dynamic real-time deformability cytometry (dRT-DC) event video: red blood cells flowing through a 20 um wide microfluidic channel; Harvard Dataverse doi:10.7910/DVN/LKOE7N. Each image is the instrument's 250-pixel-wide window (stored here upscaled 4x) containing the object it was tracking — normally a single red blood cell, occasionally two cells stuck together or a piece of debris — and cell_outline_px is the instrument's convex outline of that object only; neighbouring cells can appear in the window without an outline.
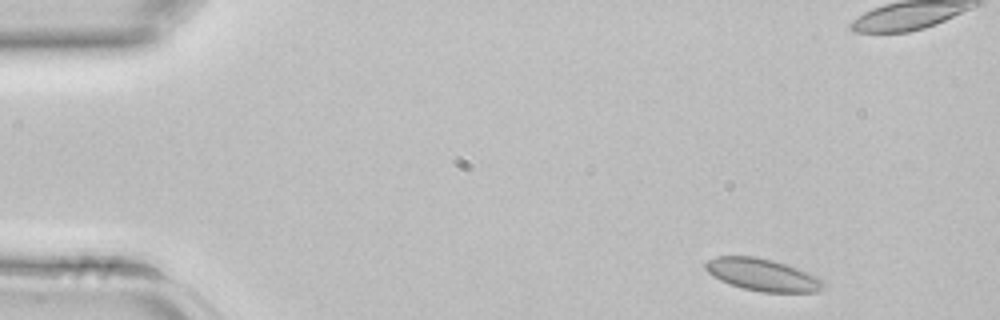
{"species": "common noctule bat (a hibernating species)", "species_latin": "Nyctalus noctula", "temperature_condition": "room temperature", "stored_images_in_passage": 4, "camera_frame_rate_fps": 3000, "um_per_image_px": 0.085, "animal": {"sex": "female", "body_mass_g": 22.7, "forearm_length_mm": 54.2}, "frame": {"image": 1, "passage_image": 1, "time_ms": 0.0, "image_size_px": [1000, 320], "cell_outline_px": [[828, 284], [824, 288], [816, 292], [760, 292], [744, 288], [720, 280], [712, 276], [704, 268], [704, 264], [708, 260], [716, 256], [756, 256], [772, 260], [796, 268], [816, 276], [824, 280]], "centroid_in_image_um": [64.82, 23.36], "position_along_channel_um": 20.2, "area_um2": 22.14}}
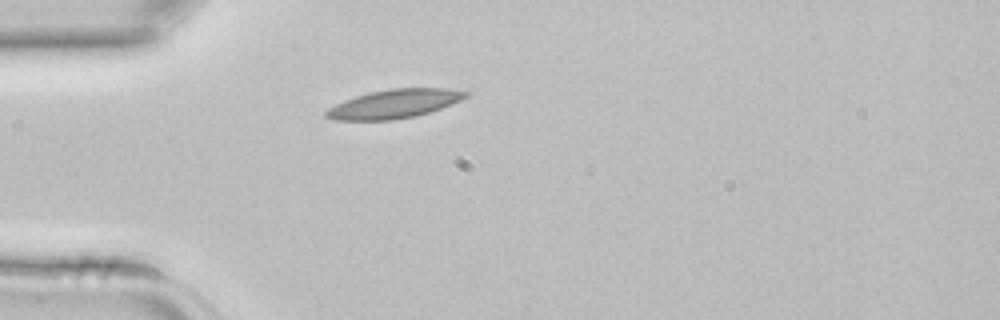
{"frame": {"image": 2, "passage_image": 4, "time_ms": 1.0, "image_size_px": [1000, 320], "cell_outline_px": [[472, 92], [468, 96], [452, 104], [416, 116], [392, 120], [336, 120], [324, 116], [324, 112], [328, 108], [344, 100], [356, 96], [372, 92], [392, 88], [448, 88]], "centroid_in_image_um": [33.53, 8.82], "position_along_channel_um": 51.5, "area_um2": 23.35}}